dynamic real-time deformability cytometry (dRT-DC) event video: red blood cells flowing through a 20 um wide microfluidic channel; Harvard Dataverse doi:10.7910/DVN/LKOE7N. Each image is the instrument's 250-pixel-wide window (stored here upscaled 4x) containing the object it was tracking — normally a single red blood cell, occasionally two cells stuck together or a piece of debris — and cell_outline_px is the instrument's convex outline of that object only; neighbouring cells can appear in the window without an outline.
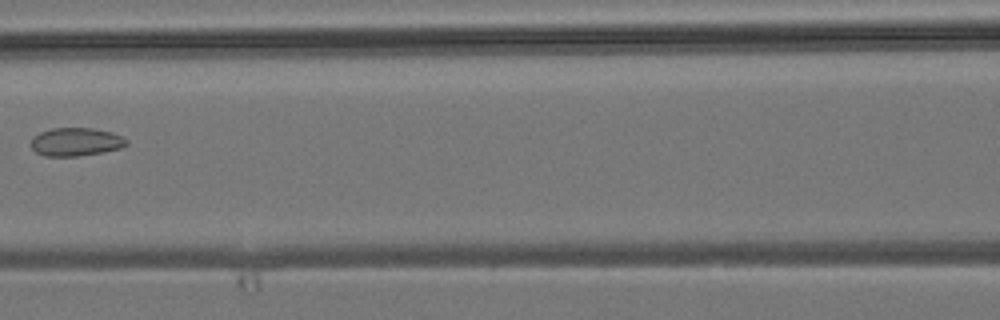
{"species": "common noctule bat (a hibernating species)", "species_latin": "Nyctalus noctula", "temperature_condition": "room temperature", "stored_images_in_passage": 6, "camera_frame_rate_fps": 3000, "um_per_image_px": 0.085, "animal": {"sex": "male", "body_mass_g": 19.2, "forearm_length_mm": 51.8}, "frame": {"image": 1, "passage_image": 5, "time_ms": 4.667, "image_size_px": [1000, 320], "cell_outline_px": [[128, 144], [120, 148], [104, 152], [80, 156], [44, 156], [36, 152], [32, 148], [32, 140], [40, 132], [52, 128], [92, 128], [112, 132], [128, 140]], "centroid_in_image_um": [6.48, 12.06], "position_along_channel_um": 160.1, "area_um2": 15.66}}
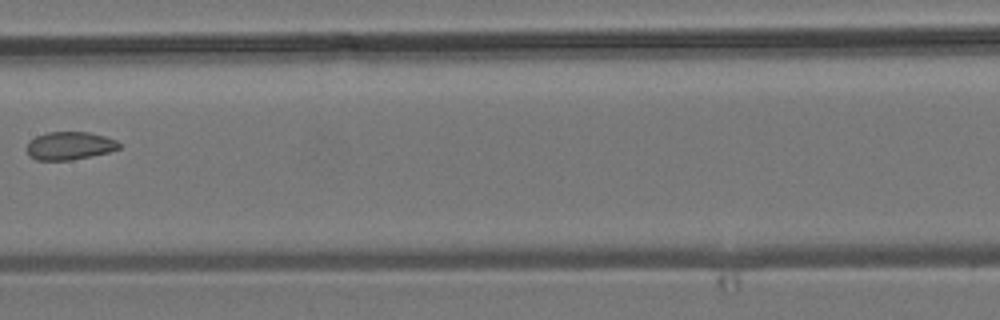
{"frame": {"image": 2, "passage_image": 6, "time_ms": 5.667, "image_size_px": [1000, 320], "cell_outline_px": [[120, 148], [108, 152], [72, 160], [36, 160], [28, 156], [28, 144], [36, 136], [48, 132], [88, 132], [104, 136], [116, 140], [120, 144]], "centroid_in_image_um": [5.92, 12.39], "position_along_channel_um": 201.5, "area_um2": 14.91}}